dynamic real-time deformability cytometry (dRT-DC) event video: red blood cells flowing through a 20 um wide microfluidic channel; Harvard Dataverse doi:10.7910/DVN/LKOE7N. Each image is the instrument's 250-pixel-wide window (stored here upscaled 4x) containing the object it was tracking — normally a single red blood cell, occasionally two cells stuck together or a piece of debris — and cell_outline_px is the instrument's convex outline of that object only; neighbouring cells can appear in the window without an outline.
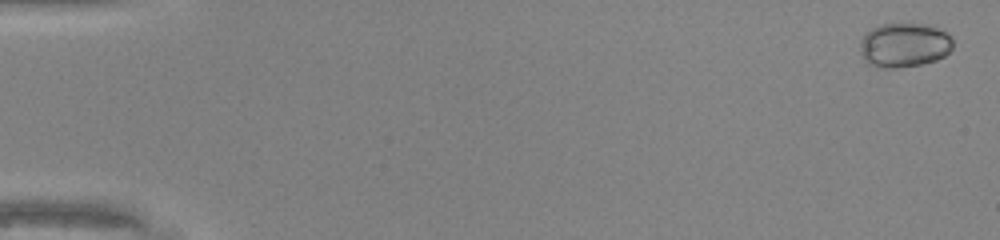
{"species": "common noctule bat (a hibernating species)", "species_latin": "Nyctalus noctula", "temperature_condition": "warm", "stored_images_in_passage": 43, "camera_frame_rate_fps": 3000, "um_per_image_px": 0.085, "animal": {"sex": "male", "body_mass_g": 20.0, "forearm_length_mm": 53.3}, "frame": {"image": 1, "passage_image": 2, "time_ms": 0.333, "image_size_px": [1000, 240], "cell_outline_px": [[952, 48], [944, 56], [936, 60], [920, 64], [900, 68], [884, 68], [868, 64], [864, 60], [860, 52], [860, 40], [864, 32], [880, 24], [928, 24], [944, 32], [952, 40]], "centroid_in_image_um": [76.8, 3.84], "position_along_channel_um": 8.2, "area_um2": 24.04}}
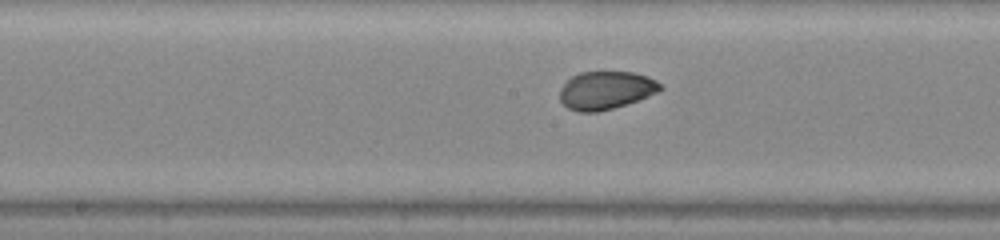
{"frame": {"image": 2, "passage_image": 27, "time_ms": 8.667, "image_size_px": [1000, 240], "cell_outline_px": [[664, 88], [648, 96], [612, 108], [596, 112], [580, 112], [568, 108], [560, 100], [560, 92], [564, 84], [572, 76], [580, 72], [632, 72], [648, 76], [656, 80]], "centroid_in_image_um": [51.5, 7.66], "position_along_channel_um": 196.7, "area_um2": 21.96}}
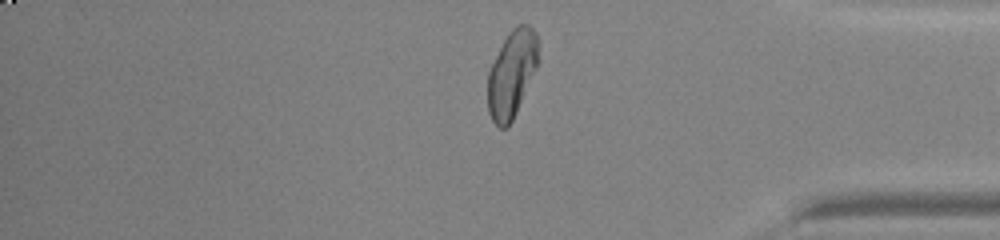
{"frame": {"image": 3, "passage_image": 42, "time_ms": 13.667, "image_size_px": [1000, 240], "cell_outline_px": [[540, 60], [516, 112], [508, 128], [500, 128], [492, 120], [488, 112], [488, 72], [508, 32], [516, 24], [528, 24], [536, 32]], "centroid_in_image_um": [43.52, 6.25], "position_along_channel_um": 391.7, "area_um2": 25.61}}